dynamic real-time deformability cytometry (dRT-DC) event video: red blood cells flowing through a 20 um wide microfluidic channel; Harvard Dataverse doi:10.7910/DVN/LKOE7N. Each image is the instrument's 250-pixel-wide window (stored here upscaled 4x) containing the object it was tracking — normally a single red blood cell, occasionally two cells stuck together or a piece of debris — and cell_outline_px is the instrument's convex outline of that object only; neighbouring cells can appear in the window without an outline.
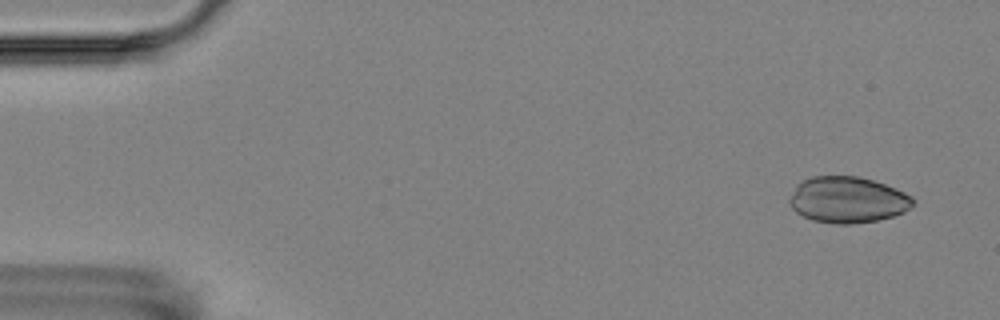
{"species": "Egyptian fruit bat (a non-hibernating species)", "species_latin": "Rousettus aegyptiacus", "temperature_condition": "room temperature", "stored_images_in_passage": 5, "camera_frame_rate_fps": 3000, "um_per_image_px": 0.085, "animal": {"sex": "female"}, "frame": {"image": 1, "passage_image": 1, "time_ms": 0.0, "image_size_px": [1000, 320], "cell_outline_px": [[916, 204], [904, 212], [892, 216], [876, 220], [848, 224], [836, 224], [812, 220], [796, 212], [792, 208], [788, 200], [796, 184], [800, 180], [812, 176], [860, 176], [884, 184], [904, 192], [912, 196], [916, 200]], "centroid_in_image_um": [72.04, 16.97], "position_along_channel_um": 13.0, "area_um2": 33.41}}